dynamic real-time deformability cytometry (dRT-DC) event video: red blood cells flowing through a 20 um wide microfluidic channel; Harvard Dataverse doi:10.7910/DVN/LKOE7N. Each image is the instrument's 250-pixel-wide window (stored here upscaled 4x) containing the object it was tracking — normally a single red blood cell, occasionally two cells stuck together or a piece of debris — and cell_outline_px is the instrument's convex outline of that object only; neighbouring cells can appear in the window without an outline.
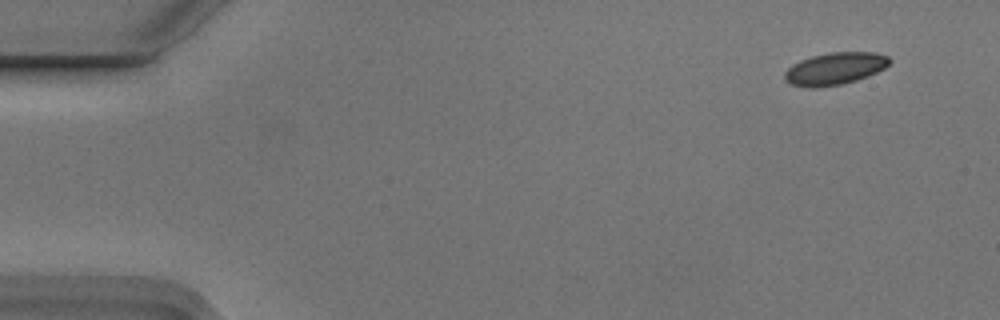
{"species": "Egyptian fruit bat (a non-hibernating species)", "species_latin": "Rousettus aegyptiacus", "temperature_condition": "cold", "stored_images_in_passage": 8, "camera_frame_rate_fps": 3000, "um_per_image_px": 0.085, "animal": {"sex": "male"}, "frame": {"image": 1, "passage_image": 1, "time_ms": 0.0, "image_size_px": [1000, 320], "cell_outline_px": [[892, 60], [884, 68], [876, 72], [856, 80], [840, 84], [816, 88], [812, 88], [792, 84], [784, 80], [784, 72], [792, 64], [800, 60], [812, 56], [832, 52], [872, 52], [888, 56]], "centroid_in_image_um": [70.94, 5.83], "position_along_channel_um": 14.1, "area_um2": 19.54}}
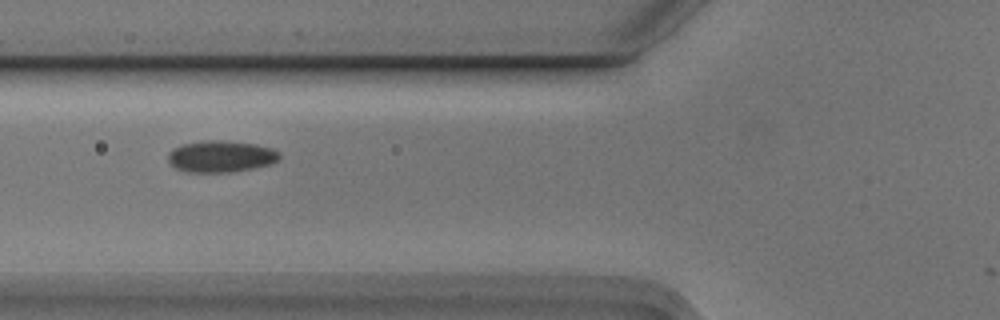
{"frame": {"image": 2, "passage_image": 6, "time_ms": 1.667, "image_size_px": [1000, 320], "cell_outline_px": [[280, 156], [276, 160], [268, 164], [252, 168], [232, 172], [188, 172], [176, 168], [168, 160], [168, 152], [172, 148], [180, 144], [204, 140], [220, 140], [256, 144], [272, 148], [280, 152]], "centroid_in_image_um": [18.74, 13.28], "position_along_channel_um": 107.1, "area_um2": 20.52}}
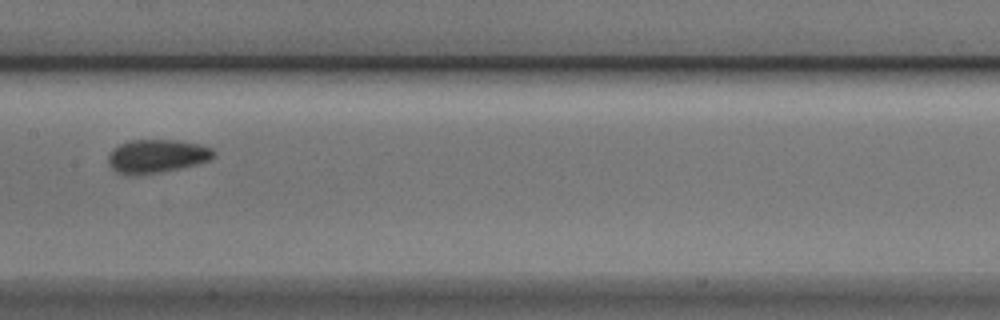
{"frame": {"image": 3, "passage_image": 8, "time_ms": 2.333, "image_size_px": [1000, 320], "cell_outline_px": [[216, 156], [208, 160], [196, 164], [180, 168], [160, 172], [128, 176], [116, 172], [108, 164], [108, 152], [112, 148], [120, 144], [132, 140], [180, 140], [200, 144], [212, 148], [216, 152]], "centroid_in_image_um": [13.31, 13.27], "position_along_channel_um": 194.1, "area_um2": 20.81}}